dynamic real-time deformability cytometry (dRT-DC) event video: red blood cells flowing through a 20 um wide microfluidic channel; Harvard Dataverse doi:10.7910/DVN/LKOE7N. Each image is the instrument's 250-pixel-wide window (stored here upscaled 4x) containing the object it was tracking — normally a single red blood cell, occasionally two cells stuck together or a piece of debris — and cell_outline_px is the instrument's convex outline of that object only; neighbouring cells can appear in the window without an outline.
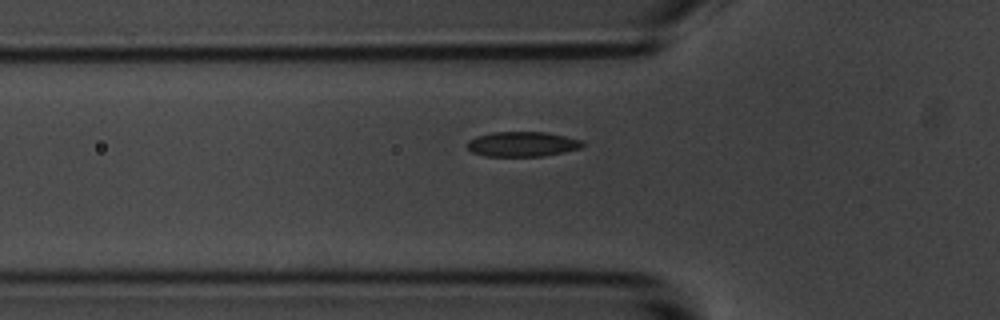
{"species": "common noctule bat (a hibernating species)", "species_latin": "Nyctalus noctula", "temperature_condition": "room temperature", "stored_images_in_passage": 41, "camera_frame_rate_fps": 3000, "um_per_image_px": 0.085, "animal": {"sex": "male", "body_mass_g": 20.1, "forearm_length_mm": 53.5}, "frame": {"image": 1, "passage_image": 10, "time_ms": 3.0, "image_size_px": [1000, 320], "cell_outline_px": [[584, 144], [580, 148], [564, 152], [544, 156], [484, 156], [472, 152], [464, 144], [468, 140], [476, 136], [492, 132], [548, 132], [584, 140]], "centroid_in_image_um": [44.39, 12.24], "position_along_channel_um": 81.4, "area_um2": 16.99}}
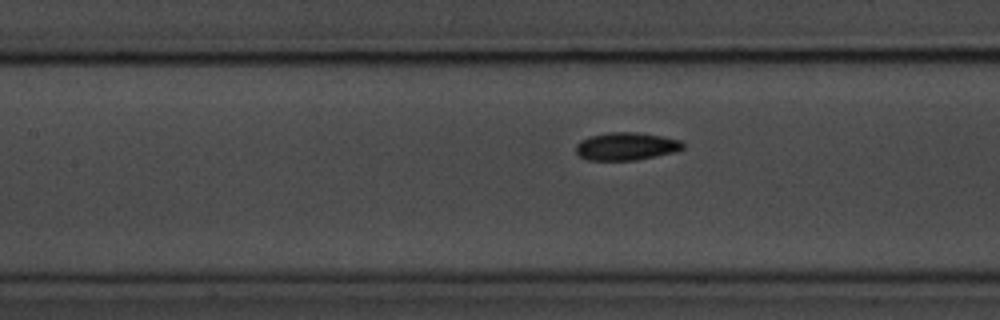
{"frame": {"image": 2, "passage_image": 16, "time_ms": 5.0, "image_size_px": [1000, 320], "cell_outline_px": [[684, 148], [676, 152], [636, 160], [588, 160], [580, 156], [576, 152], [576, 144], [580, 140], [588, 136], [608, 132], [636, 132], [660, 136], [680, 140], [684, 144]], "centroid_in_image_um": [53.21, 12.43], "position_along_channel_um": 154.2, "area_um2": 17.4}}
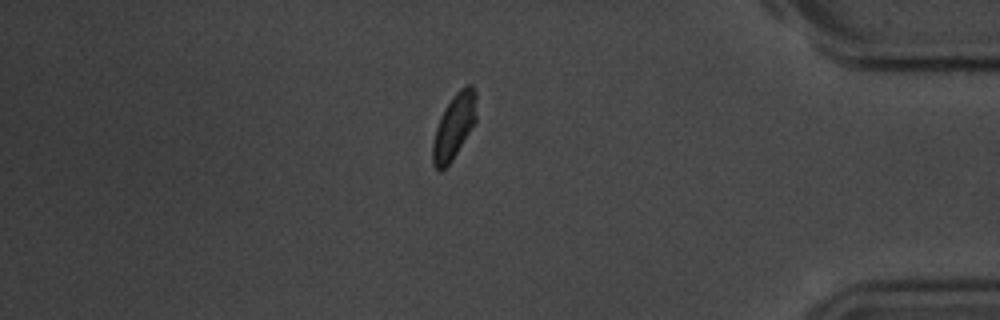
{"frame": {"image": 3, "passage_image": 39, "time_ms": 12.667, "image_size_px": [1000, 320], "cell_outline_px": [[476, 120], [452, 160], [440, 172], [432, 164], [432, 144], [436, 128], [440, 116], [456, 92], [460, 88], [468, 84], [472, 84], [476, 92]], "centroid_in_image_um": [38.59, 10.74], "position_along_channel_um": 396.6, "area_um2": 16.36}, "authors_computed_cell_mechanics": {"area_um2": 17.1666, "velocity_mm_per_s": 3.6009, "shape_relaxation_time_tau1_ms": 2.728, "shape_relaxation_time_tau2_ms": 1.8439, "deformation_change_tau1": 0.1027, "deformation_change_tau2": 0.0537}}